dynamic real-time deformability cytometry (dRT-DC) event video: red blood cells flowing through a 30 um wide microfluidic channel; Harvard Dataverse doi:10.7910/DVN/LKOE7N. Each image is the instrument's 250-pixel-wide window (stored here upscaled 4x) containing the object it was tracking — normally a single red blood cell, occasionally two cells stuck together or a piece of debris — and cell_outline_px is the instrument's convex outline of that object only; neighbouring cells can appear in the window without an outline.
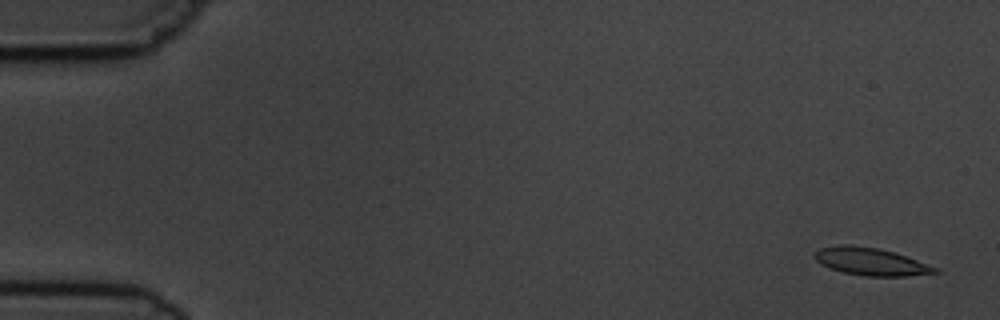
{"species": "common noctule bat (a hibernating species)", "species_latin": "Nyctalus noctula", "temperature_condition": "cold", "stored_images_in_passage": 6, "camera_frame_rate_fps": 3000, "um_per_image_px": 0.085, "animal": {"sex": "male", "body_mass_g": 19.5, "forearm_length_mm": 54.6}, "frame": {"image": 1, "passage_image": 1, "time_ms": 0.0, "image_size_px": [1000, 320], "cell_outline_px": [[940, 272], [904, 276], [864, 276], [844, 272], [820, 264], [816, 260], [816, 252], [820, 248], [840, 244], [848, 244], [880, 248], [940, 268]], "centroid_in_image_um": [74.03, 22.23], "position_along_channel_um": 11.0, "area_um2": 19.07}}
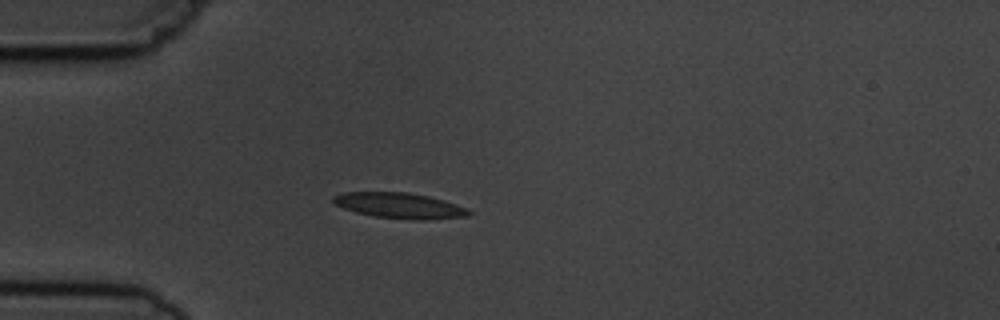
{"frame": {"image": 2, "passage_image": 4, "time_ms": 4.333, "image_size_px": [1000, 320], "cell_outline_px": [[472, 212], [468, 216], [424, 220], [412, 220], [376, 216], [356, 212], [344, 208], [336, 204], [332, 200], [332, 196], [344, 192], [408, 192], [428, 196], [444, 200], [464, 208]], "centroid_in_image_um": [33.94, 17.47], "position_along_channel_um": 51.1, "area_um2": 20.0}}
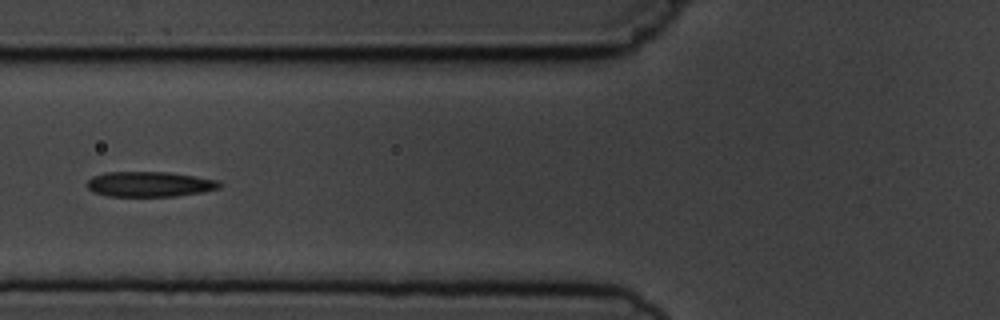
{"frame": {"image": 3, "passage_image": 6, "time_ms": 6.333, "image_size_px": [1000, 320], "cell_outline_px": [[220, 188], [200, 192], [176, 196], [108, 196], [92, 192], [84, 184], [92, 176], [104, 172], [168, 172], [216, 180], [220, 184]], "centroid_in_image_um": [12.62, 15.65], "position_along_channel_um": 113.2, "area_um2": 19.36}}